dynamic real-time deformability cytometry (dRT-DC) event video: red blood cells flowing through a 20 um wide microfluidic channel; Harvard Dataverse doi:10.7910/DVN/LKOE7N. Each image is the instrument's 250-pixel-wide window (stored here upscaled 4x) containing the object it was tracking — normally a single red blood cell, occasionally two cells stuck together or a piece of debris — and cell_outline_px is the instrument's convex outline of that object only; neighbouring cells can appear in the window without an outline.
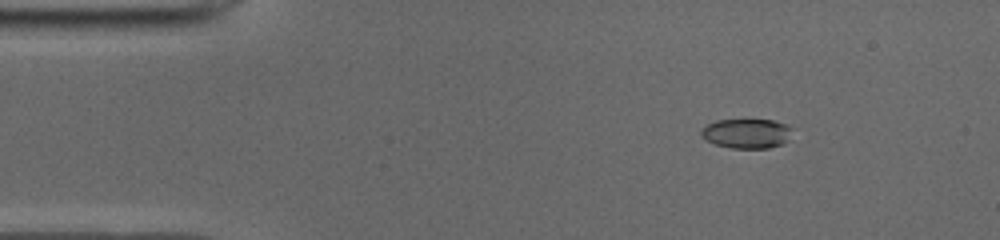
{"species": "common noctule bat (a hibernating species)", "species_latin": "Nyctalus noctula", "temperature_condition": "cold", "stored_images_in_passage": 50, "camera_frame_rate_fps": 3000, "um_per_image_px": 0.085, "animal": {"sex": "male", "body_mass_g": 19.0, "forearm_length_mm": 50.8}, "frame": {"image": 1, "passage_image": 6, "time_ms": 1.667, "image_size_px": [1000, 240], "cell_outline_px": [[792, 128], [788, 140], [784, 144], [768, 148], [732, 148], [716, 144], [700, 136], [700, 128], [716, 120], [772, 120], [788, 124]], "centroid_in_image_um": [63.48, 11.34], "position_along_channel_um": 21.5, "area_um2": 15.78}}
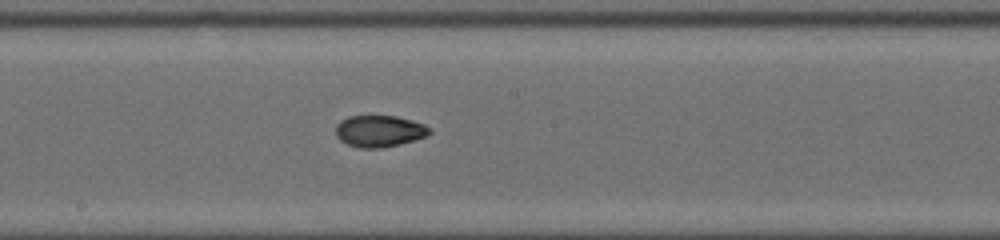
{"frame": {"image": 2, "passage_image": 26, "time_ms": 8.333, "image_size_px": [1000, 240], "cell_outline_px": [[432, 132], [428, 136], [380, 148], [360, 148], [348, 144], [340, 140], [336, 136], [336, 124], [340, 120], [348, 116], [396, 116], [412, 120], [424, 124], [432, 128]], "centroid_in_image_um": [32.25, 11.13], "position_along_channel_um": 216.0, "area_um2": 17.28}}
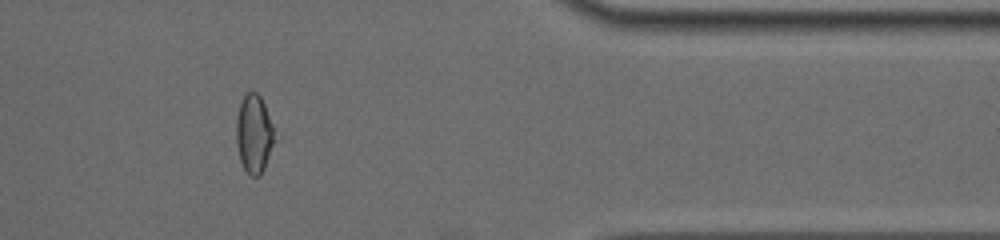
{"frame": {"image": 3, "passage_image": 41, "time_ms": 13.333, "image_size_px": [1000, 240], "cell_outline_px": [[276, 140], [264, 168], [260, 176], [252, 176], [244, 168], [240, 160], [236, 144], [236, 120], [240, 104], [244, 96], [248, 92], [256, 92], [260, 96], [264, 104], [272, 124]], "centroid_in_image_um": [21.59, 11.4], "position_along_channel_um": 389.8, "area_um2": 17.4}, "authors_computed_cell_mechanics": {"area_um2": 17.1377, "velocity_mm_per_s": 3.9657, "shape_relaxation_time_tau1_ms": null, "shape_relaxation_time_tau2_ms": 1.738, "deformation_change_tau1": null, "deformation_change_tau2": 0.0613}}